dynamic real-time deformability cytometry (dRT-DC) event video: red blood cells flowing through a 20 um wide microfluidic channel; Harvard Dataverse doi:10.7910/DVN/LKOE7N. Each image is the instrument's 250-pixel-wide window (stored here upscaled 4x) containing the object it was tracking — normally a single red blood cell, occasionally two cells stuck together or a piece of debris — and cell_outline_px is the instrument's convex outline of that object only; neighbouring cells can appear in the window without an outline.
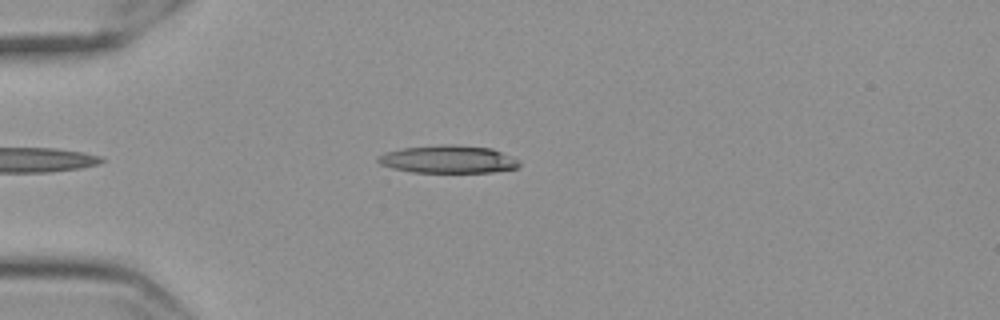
{"species": "Egyptian fruit bat (a non-hibernating species)", "species_latin": "Rousettus aegyptiacus", "temperature_condition": "cold", "stored_images_in_passage": 45, "camera_frame_rate_fps": 3000, "um_per_image_px": 0.085, "frame": {"image": 1, "passage_image": 7, "time_ms": 2.0, "image_size_px": [1000, 320], "cell_outline_px": [[520, 164], [516, 168], [492, 172], [412, 172], [392, 168], [380, 164], [376, 160], [376, 156], [384, 152], [404, 148], [440, 144], [452, 144], [492, 148], [512, 156], [520, 160]], "centroid_in_image_um": [38.08, 13.53], "position_along_channel_um": 46.9, "area_um2": 23.0}}
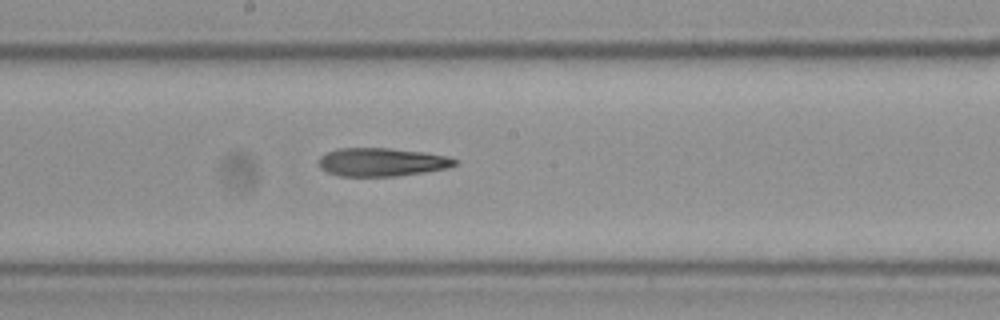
{"frame": {"image": 2, "passage_image": 23, "time_ms": 7.333, "image_size_px": [1000, 320], "cell_outline_px": [[460, 160], [456, 164], [448, 168], [424, 172], [396, 176], [340, 176], [328, 172], [320, 168], [316, 164], [320, 156], [328, 152], [340, 148], [388, 148], [424, 152], [448, 156]], "centroid_in_image_um": [32.45, 13.78], "position_along_channel_um": 215.7, "area_um2": 22.6}}
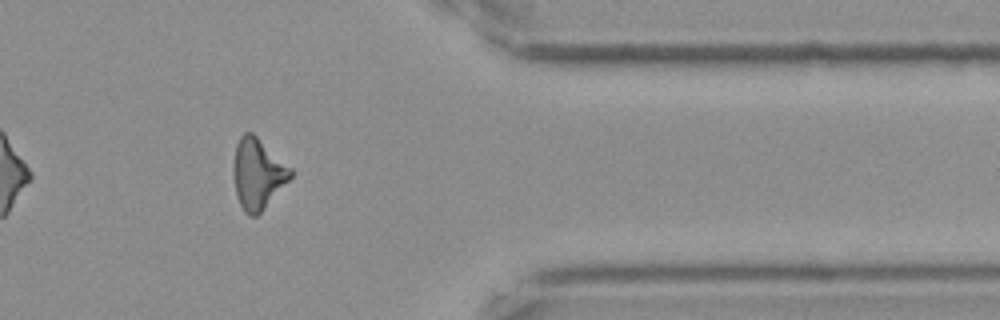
{"frame": {"image": 3, "passage_image": 39, "time_ms": 12.667, "image_size_px": [1000, 320], "cell_outline_px": [[292, 176], [260, 212], [256, 216], [248, 216], [244, 212], [236, 196], [232, 176], [232, 168], [236, 144], [240, 136], [244, 132], [252, 132], [292, 168]], "centroid_in_image_um": [21.86, 14.75], "position_along_channel_um": 389.5, "area_um2": 23.47}, "authors_computed_cell_mechanics": {"area_um2": 22.9466, "velocity_mm_per_s": 3.5469, "shape_relaxation_time_tau1_ms": 11.063, "shape_relaxation_time_tau2_ms": 5.2141, "deformation_change_tau1": 0.2666, "deformation_change_tau2": 0.1866}}